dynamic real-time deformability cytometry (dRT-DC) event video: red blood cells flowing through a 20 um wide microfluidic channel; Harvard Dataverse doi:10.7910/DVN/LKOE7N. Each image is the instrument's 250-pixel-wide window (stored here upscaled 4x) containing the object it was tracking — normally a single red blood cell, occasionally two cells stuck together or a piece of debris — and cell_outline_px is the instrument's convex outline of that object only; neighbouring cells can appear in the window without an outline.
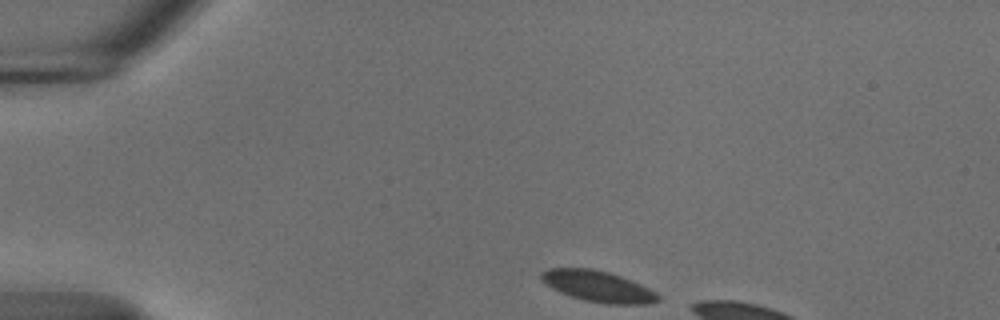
{"species": "common noctule bat (a hibernating species)", "species_latin": "Nyctalus noctula", "temperature_condition": "cold", "stored_images_in_passage": 6, "camera_frame_rate_fps": 3000, "um_per_image_px": 0.085, "animal": {"sex": "male", "body_mass_g": 18.8}, "frame": {"image": 1, "passage_image": 1, "time_ms": 0.0, "image_size_px": [1000, 320], "cell_outline_px": [[660, 300], [652, 304], [604, 304], [584, 300], [560, 292], [552, 288], [540, 280], [540, 272], [548, 268], [592, 268], [608, 272], [620, 276], [640, 284], [656, 292], [660, 296]], "centroid_in_image_um": [50.83, 24.34], "position_along_channel_um": 34.2, "area_um2": 21.21}}